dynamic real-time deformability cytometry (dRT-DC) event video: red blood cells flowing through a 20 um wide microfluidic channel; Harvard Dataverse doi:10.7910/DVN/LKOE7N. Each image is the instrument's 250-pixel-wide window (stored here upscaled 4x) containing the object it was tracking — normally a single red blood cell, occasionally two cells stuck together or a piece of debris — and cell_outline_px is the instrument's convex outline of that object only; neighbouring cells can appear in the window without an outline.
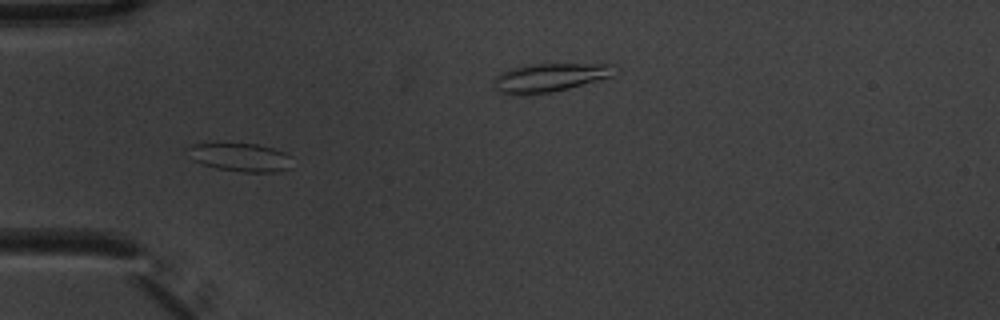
{"species": "common noctule bat (a hibernating species)", "species_latin": "Nyctalus noctula", "temperature_condition": "warm", "stored_images_in_passage": 10, "camera_frame_rate_fps": 3000, "um_per_image_px": 0.085, "animal": {"sex": "male", "body_mass_g": 20.1, "forearm_length_mm": 53.5}, "frame": {"image": 1, "passage_image": 6, "time_ms": 1.667, "image_size_px": [1000, 320], "cell_outline_px": [[292, 168], [276, 172], [244, 172], [216, 168], [200, 164], [192, 160], [184, 148], [192, 144], [256, 144], [272, 148], [284, 152], [288, 156]], "centroid_in_image_um": [20.37, 13.38], "position_along_channel_um": 64.6, "area_um2": 17.22}}
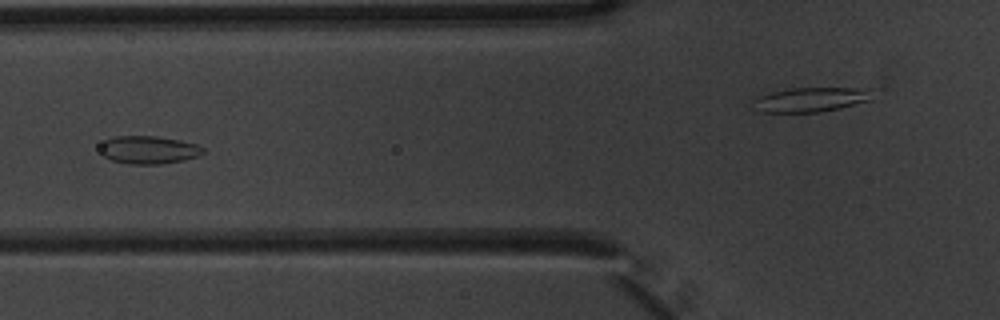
{"frame": {"image": 2, "passage_image": 7, "time_ms": 2.0, "image_size_px": [1000, 320], "cell_outline_px": [[204, 152], [196, 156], [184, 160], [160, 164], [128, 164], [112, 160], [104, 156], [100, 152], [100, 144], [104, 140], [112, 136], [156, 136], [180, 140], [196, 144], [204, 148]], "centroid_in_image_um": [12.59, 12.73], "position_along_channel_um": 113.2, "area_um2": 16.82}}
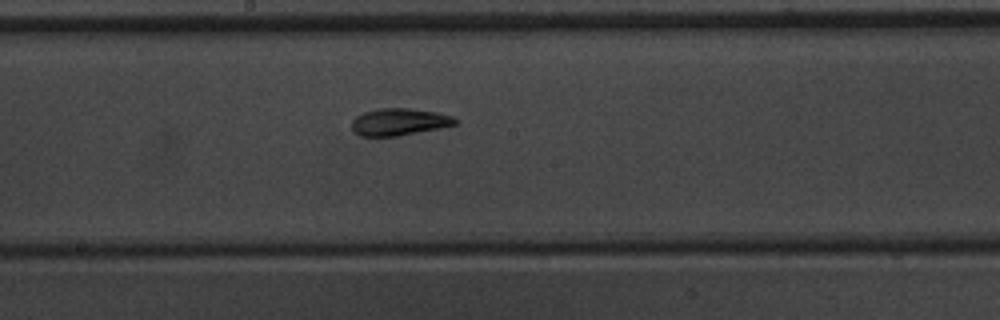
{"frame": {"image": 3, "passage_image": 10, "time_ms": 3.0, "image_size_px": [1000, 320], "cell_outline_px": [[460, 124], [440, 128], [396, 136], [360, 136], [352, 132], [352, 120], [356, 116], [364, 112], [380, 108], [408, 108], [436, 112], [452, 116], [460, 120]], "centroid_in_image_um": [33.95, 10.36], "position_along_channel_um": 214.2, "area_um2": 16.47}}